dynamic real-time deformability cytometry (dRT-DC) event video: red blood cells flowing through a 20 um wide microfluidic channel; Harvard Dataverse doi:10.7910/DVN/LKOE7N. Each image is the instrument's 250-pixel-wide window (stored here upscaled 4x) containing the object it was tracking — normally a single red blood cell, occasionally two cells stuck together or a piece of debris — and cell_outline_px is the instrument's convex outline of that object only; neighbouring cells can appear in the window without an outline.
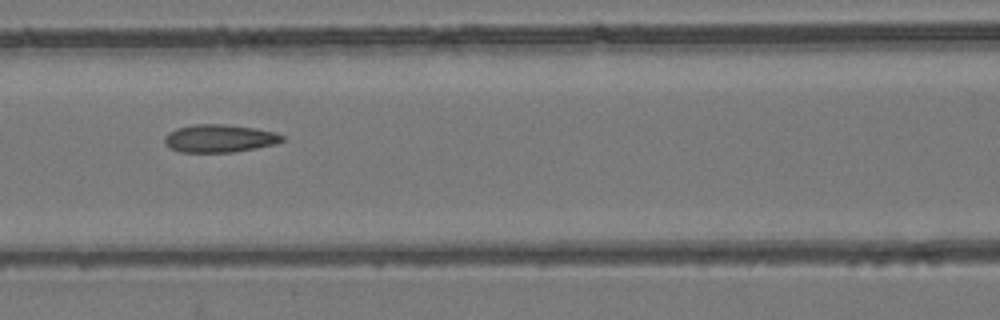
{"species": "common noctule bat (a hibernating species)", "species_latin": "Nyctalus noctula", "temperature_condition": "room temperature", "stored_images_in_passage": 9, "camera_frame_rate_fps": 3000, "um_per_image_px": 0.085, "animal": {"sex": "female", "body_mass_g": 24.6, "forearm_length_mm": 56.2}, "frame": {"image": 1, "passage_image": 7, "time_ms": 2.0, "image_size_px": [1000, 320], "cell_outline_px": [[284, 140], [276, 144], [256, 148], [232, 152], [180, 152], [164, 144], [164, 136], [168, 132], [176, 128], [192, 124], [224, 124], [256, 128], [276, 132], [284, 136]], "centroid_in_image_um": [18.65, 11.75], "position_along_channel_um": 147.9, "area_um2": 19.25}}
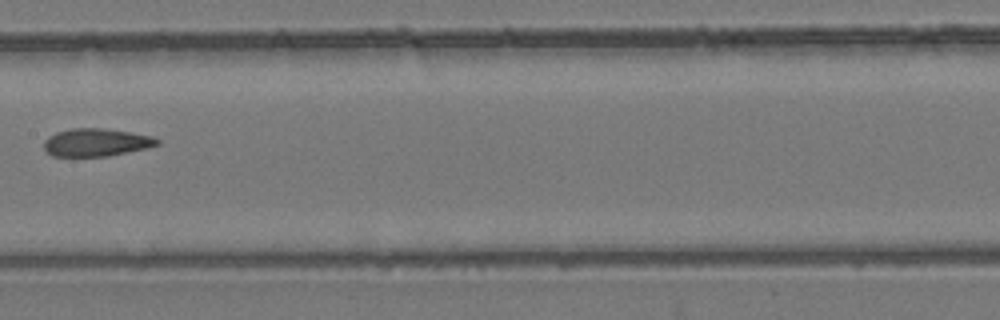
{"frame": {"image": 2, "passage_image": 8, "time_ms": 2.333, "image_size_px": [1000, 320], "cell_outline_px": [[160, 144], [148, 148], [108, 156], [52, 156], [44, 152], [44, 140], [48, 136], [56, 132], [72, 128], [100, 128], [128, 132], [152, 136], [160, 140]], "centroid_in_image_um": [8.15, 12.11], "position_along_channel_um": 199.2, "area_um2": 18.44}}
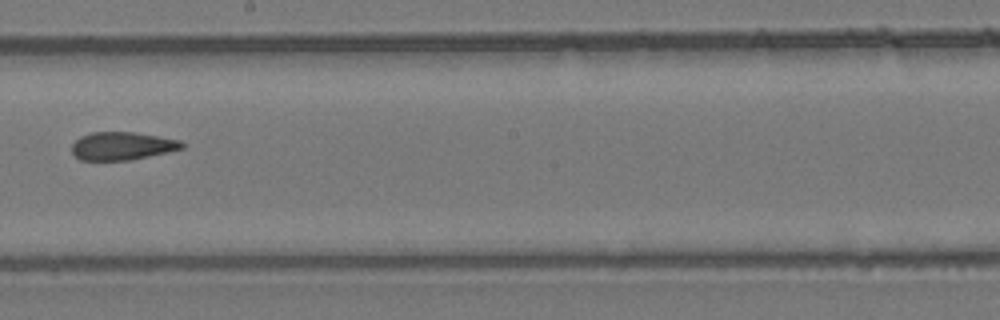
{"frame": {"image": 3, "passage_image": 9, "time_ms": 2.667, "image_size_px": [1000, 320], "cell_outline_px": [[184, 148], [168, 152], [132, 160], [80, 160], [72, 152], [72, 144], [80, 136], [92, 132], [132, 132], [180, 140], [184, 144]], "centroid_in_image_um": [10.37, 12.41], "position_along_channel_um": 237.8, "area_um2": 17.92}}